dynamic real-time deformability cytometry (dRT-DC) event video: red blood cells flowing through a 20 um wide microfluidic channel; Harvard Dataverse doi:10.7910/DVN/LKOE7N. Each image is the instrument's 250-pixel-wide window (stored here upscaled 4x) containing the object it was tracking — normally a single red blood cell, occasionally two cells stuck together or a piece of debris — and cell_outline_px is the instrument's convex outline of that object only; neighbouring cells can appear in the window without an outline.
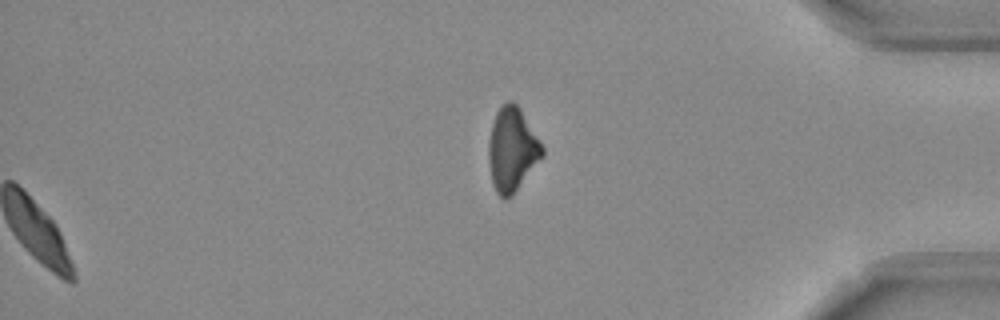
{"species": "Egyptian fruit bat (a non-hibernating species)", "species_latin": "Rousettus aegyptiacus", "temperature_condition": "room temperature", "stored_images_in_passage": 51, "segment_of_instrument_passage": [2, 2], "camera_frame_rate_fps": 3000, "um_per_image_px": 0.085, "frame": {"image": 1, "passage_image": 51, "time_ms": 16.667, "image_size_px": [1000, 320], "cell_outline_px": [[544, 156], [512, 196], [504, 200], [496, 192], [492, 184], [488, 164], [488, 144], [492, 124], [496, 112], [508, 100], [512, 100], [520, 108], [544, 148]], "centroid_in_image_um": [43.52, 12.74], "position_along_channel_um": 391.7, "area_um2": 26.36}}